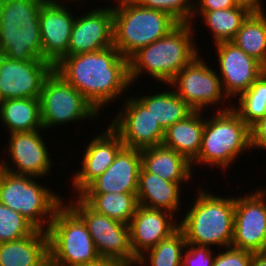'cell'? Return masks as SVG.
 I'll return each mask as SVG.
<instances>
[{"instance_id":"obj_1","label":"cell","mask_w":266,"mask_h":266,"mask_svg":"<svg viewBox=\"0 0 266 266\" xmlns=\"http://www.w3.org/2000/svg\"><path fill=\"white\" fill-rule=\"evenodd\" d=\"M53 70L100 112L131 86L129 59L115 46L62 57Z\"/></svg>"},{"instance_id":"obj_2","label":"cell","mask_w":266,"mask_h":266,"mask_svg":"<svg viewBox=\"0 0 266 266\" xmlns=\"http://www.w3.org/2000/svg\"><path fill=\"white\" fill-rule=\"evenodd\" d=\"M193 26L191 23H179L168 34L134 53L129 58L131 83L146 71L156 81L169 84L199 55L193 39Z\"/></svg>"},{"instance_id":"obj_3","label":"cell","mask_w":266,"mask_h":266,"mask_svg":"<svg viewBox=\"0 0 266 266\" xmlns=\"http://www.w3.org/2000/svg\"><path fill=\"white\" fill-rule=\"evenodd\" d=\"M179 228L186 242L198 246L230 247L234 234L235 197L212 195L202 188Z\"/></svg>"},{"instance_id":"obj_4","label":"cell","mask_w":266,"mask_h":266,"mask_svg":"<svg viewBox=\"0 0 266 266\" xmlns=\"http://www.w3.org/2000/svg\"><path fill=\"white\" fill-rule=\"evenodd\" d=\"M117 2V6L112 7L113 46L128 59L140 48L159 40L179 24L170 14L145 8L134 0Z\"/></svg>"},{"instance_id":"obj_5","label":"cell","mask_w":266,"mask_h":266,"mask_svg":"<svg viewBox=\"0 0 266 266\" xmlns=\"http://www.w3.org/2000/svg\"><path fill=\"white\" fill-rule=\"evenodd\" d=\"M46 0H0V54L11 60L43 59L39 14Z\"/></svg>"},{"instance_id":"obj_6","label":"cell","mask_w":266,"mask_h":266,"mask_svg":"<svg viewBox=\"0 0 266 266\" xmlns=\"http://www.w3.org/2000/svg\"><path fill=\"white\" fill-rule=\"evenodd\" d=\"M251 149L250 127L230 105L218 109L213 117L205 119L202 144L193 165H216L228 169L237 156Z\"/></svg>"},{"instance_id":"obj_7","label":"cell","mask_w":266,"mask_h":266,"mask_svg":"<svg viewBox=\"0 0 266 266\" xmlns=\"http://www.w3.org/2000/svg\"><path fill=\"white\" fill-rule=\"evenodd\" d=\"M47 234L49 266H84L100 259L86 223L66 202L57 209Z\"/></svg>"},{"instance_id":"obj_8","label":"cell","mask_w":266,"mask_h":266,"mask_svg":"<svg viewBox=\"0 0 266 266\" xmlns=\"http://www.w3.org/2000/svg\"><path fill=\"white\" fill-rule=\"evenodd\" d=\"M34 179L0 168V203L20 213L37 230L47 232L57 209L65 201Z\"/></svg>"},{"instance_id":"obj_9","label":"cell","mask_w":266,"mask_h":266,"mask_svg":"<svg viewBox=\"0 0 266 266\" xmlns=\"http://www.w3.org/2000/svg\"><path fill=\"white\" fill-rule=\"evenodd\" d=\"M39 100L43 130L70 121L94 120L95 115H99L95 107L54 70L44 80Z\"/></svg>"},{"instance_id":"obj_10","label":"cell","mask_w":266,"mask_h":266,"mask_svg":"<svg viewBox=\"0 0 266 266\" xmlns=\"http://www.w3.org/2000/svg\"><path fill=\"white\" fill-rule=\"evenodd\" d=\"M67 203L86 223L100 258L118 259L137 264L129 235L128 224L95 212L79 196ZM75 202V203H74ZM73 203V204H72Z\"/></svg>"},{"instance_id":"obj_11","label":"cell","mask_w":266,"mask_h":266,"mask_svg":"<svg viewBox=\"0 0 266 266\" xmlns=\"http://www.w3.org/2000/svg\"><path fill=\"white\" fill-rule=\"evenodd\" d=\"M180 98L193 111L205 110L228 97L224 94L220 76L207 65L202 57L196 56L169 83ZM172 85V86H171Z\"/></svg>"},{"instance_id":"obj_12","label":"cell","mask_w":266,"mask_h":266,"mask_svg":"<svg viewBox=\"0 0 266 266\" xmlns=\"http://www.w3.org/2000/svg\"><path fill=\"white\" fill-rule=\"evenodd\" d=\"M266 189L235 198L231 247L253 253L266 252Z\"/></svg>"},{"instance_id":"obj_13","label":"cell","mask_w":266,"mask_h":266,"mask_svg":"<svg viewBox=\"0 0 266 266\" xmlns=\"http://www.w3.org/2000/svg\"><path fill=\"white\" fill-rule=\"evenodd\" d=\"M52 71L47 60H11L0 54V101L40 98L44 80Z\"/></svg>"},{"instance_id":"obj_14","label":"cell","mask_w":266,"mask_h":266,"mask_svg":"<svg viewBox=\"0 0 266 266\" xmlns=\"http://www.w3.org/2000/svg\"><path fill=\"white\" fill-rule=\"evenodd\" d=\"M122 108L109 125L125 147L142 150L162 145L165 130L137 98L130 96Z\"/></svg>"},{"instance_id":"obj_15","label":"cell","mask_w":266,"mask_h":266,"mask_svg":"<svg viewBox=\"0 0 266 266\" xmlns=\"http://www.w3.org/2000/svg\"><path fill=\"white\" fill-rule=\"evenodd\" d=\"M221 85L228 101L245 92L266 68L232 41L216 43Z\"/></svg>"},{"instance_id":"obj_16","label":"cell","mask_w":266,"mask_h":266,"mask_svg":"<svg viewBox=\"0 0 266 266\" xmlns=\"http://www.w3.org/2000/svg\"><path fill=\"white\" fill-rule=\"evenodd\" d=\"M40 131L11 133L7 151L11 156L12 167L3 159L0 160V168L13 174L32 176L37 179L50 175L48 173L53 161Z\"/></svg>"},{"instance_id":"obj_17","label":"cell","mask_w":266,"mask_h":266,"mask_svg":"<svg viewBox=\"0 0 266 266\" xmlns=\"http://www.w3.org/2000/svg\"><path fill=\"white\" fill-rule=\"evenodd\" d=\"M59 0H46L40 9L39 23L43 60L53 66L68 53L75 17Z\"/></svg>"},{"instance_id":"obj_18","label":"cell","mask_w":266,"mask_h":266,"mask_svg":"<svg viewBox=\"0 0 266 266\" xmlns=\"http://www.w3.org/2000/svg\"><path fill=\"white\" fill-rule=\"evenodd\" d=\"M68 53L65 56L84 54L113 46V10L98 7L81 17L75 16Z\"/></svg>"},{"instance_id":"obj_19","label":"cell","mask_w":266,"mask_h":266,"mask_svg":"<svg viewBox=\"0 0 266 266\" xmlns=\"http://www.w3.org/2000/svg\"><path fill=\"white\" fill-rule=\"evenodd\" d=\"M174 215L165 210L137 207L128 224L131 249L137 259L179 228Z\"/></svg>"},{"instance_id":"obj_20","label":"cell","mask_w":266,"mask_h":266,"mask_svg":"<svg viewBox=\"0 0 266 266\" xmlns=\"http://www.w3.org/2000/svg\"><path fill=\"white\" fill-rule=\"evenodd\" d=\"M103 133V134H102ZM86 146L82 168L74 174L72 186L78 195L113 163L117 153L124 147L121 136L109 125Z\"/></svg>"},{"instance_id":"obj_21","label":"cell","mask_w":266,"mask_h":266,"mask_svg":"<svg viewBox=\"0 0 266 266\" xmlns=\"http://www.w3.org/2000/svg\"><path fill=\"white\" fill-rule=\"evenodd\" d=\"M140 168V150L124 146L105 172L81 193H137Z\"/></svg>"},{"instance_id":"obj_22","label":"cell","mask_w":266,"mask_h":266,"mask_svg":"<svg viewBox=\"0 0 266 266\" xmlns=\"http://www.w3.org/2000/svg\"><path fill=\"white\" fill-rule=\"evenodd\" d=\"M0 266H49L47 232L36 230L22 239L0 244Z\"/></svg>"},{"instance_id":"obj_23","label":"cell","mask_w":266,"mask_h":266,"mask_svg":"<svg viewBox=\"0 0 266 266\" xmlns=\"http://www.w3.org/2000/svg\"><path fill=\"white\" fill-rule=\"evenodd\" d=\"M140 154L141 166L151 174L179 185L192 178V163L173 149L158 145L142 149Z\"/></svg>"},{"instance_id":"obj_24","label":"cell","mask_w":266,"mask_h":266,"mask_svg":"<svg viewBox=\"0 0 266 266\" xmlns=\"http://www.w3.org/2000/svg\"><path fill=\"white\" fill-rule=\"evenodd\" d=\"M181 186L182 184L179 185L151 174L141 166L137 191L138 203L146 208L177 213L181 205Z\"/></svg>"},{"instance_id":"obj_25","label":"cell","mask_w":266,"mask_h":266,"mask_svg":"<svg viewBox=\"0 0 266 266\" xmlns=\"http://www.w3.org/2000/svg\"><path fill=\"white\" fill-rule=\"evenodd\" d=\"M202 111H192L183 120L169 126L164 132L162 145L173 149L192 162L199 154L205 127Z\"/></svg>"},{"instance_id":"obj_26","label":"cell","mask_w":266,"mask_h":266,"mask_svg":"<svg viewBox=\"0 0 266 266\" xmlns=\"http://www.w3.org/2000/svg\"><path fill=\"white\" fill-rule=\"evenodd\" d=\"M0 120L10 134L43 130L39 98L0 101Z\"/></svg>"},{"instance_id":"obj_27","label":"cell","mask_w":266,"mask_h":266,"mask_svg":"<svg viewBox=\"0 0 266 266\" xmlns=\"http://www.w3.org/2000/svg\"><path fill=\"white\" fill-rule=\"evenodd\" d=\"M95 212L129 224L139 206L137 193H80L78 195Z\"/></svg>"},{"instance_id":"obj_28","label":"cell","mask_w":266,"mask_h":266,"mask_svg":"<svg viewBox=\"0 0 266 266\" xmlns=\"http://www.w3.org/2000/svg\"><path fill=\"white\" fill-rule=\"evenodd\" d=\"M152 114L155 121L166 130L174 123L183 120L193 110L171 89L152 95L136 97Z\"/></svg>"},{"instance_id":"obj_29","label":"cell","mask_w":266,"mask_h":266,"mask_svg":"<svg viewBox=\"0 0 266 266\" xmlns=\"http://www.w3.org/2000/svg\"><path fill=\"white\" fill-rule=\"evenodd\" d=\"M200 13L205 22L206 27L210 29V33L213 34L214 44L225 41H232L243 22L251 14V12L241 6L228 8V9H218L214 11H193L192 19H196L194 15Z\"/></svg>"},{"instance_id":"obj_30","label":"cell","mask_w":266,"mask_h":266,"mask_svg":"<svg viewBox=\"0 0 266 266\" xmlns=\"http://www.w3.org/2000/svg\"><path fill=\"white\" fill-rule=\"evenodd\" d=\"M232 42L266 68V13H251Z\"/></svg>"},{"instance_id":"obj_31","label":"cell","mask_w":266,"mask_h":266,"mask_svg":"<svg viewBox=\"0 0 266 266\" xmlns=\"http://www.w3.org/2000/svg\"><path fill=\"white\" fill-rule=\"evenodd\" d=\"M186 244L185 235L178 228L169 237L160 241L155 247L139 257L137 265L144 266L149 262L150 266H182V255Z\"/></svg>"},{"instance_id":"obj_32","label":"cell","mask_w":266,"mask_h":266,"mask_svg":"<svg viewBox=\"0 0 266 266\" xmlns=\"http://www.w3.org/2000/svg\"><path fill=\"white\" fill-rule=\"evenodd\" d=\"M237 107L233 109L249 127L266 115V70L239 96Z\"/></svg>"},{"instance_id":"obj_33","label":"cell","mask_w":266,"mask_h":266,"mask_svg":"<svg viewBox=\"0 0 266 266\" xmlns=\"http://www.w3.org/2000/svg\"><path fill=\"white\" fill-rule=\"evenodd\" d=\"M36 230L20 213L0 203V244L22 239Z\"/></svg>"},{"instance_id":"obj_34","label":"cell","mask_w":266,"mask_h":266,"mask_svg":"<svg viewBox=\"0 0 266 266\" xmlns=\"http://www.w3.org/2000/svg\"><path fill=\"white\" fill-rule=\"evenodd\" d=\"M139 5L170 14L179 23H191L195 0H134ZM193 2V3H192Z\"/></svg>"},{"instance_id":"obj_35","label":"cell","mask_w":266,"mask_h":266,"mask_svg":"<svg viewBox=\"0 0 266 266\" xmlns=\"http://www.w3.org/2000/svg\"><path fill=\"white\" fill-rule=\"evenodd\" d=\"M186 249V250H185ZM182 255V266H212L215 255L210 247L186 244Z\"/></svg>"},{"instance_id":"obj_36","label":"cell","mask_w":266,"mask_h":266,"mask_svg":"<svg viewBox=\"0 0 266 266\" xmlns=\"http://www.w3.org/2000/svg\"><path fill=\"white\" fill-rule=\"evenodd\" d=\"M217 256H215L212 266H249L252 253L247 250H241L234 247H226Z\"/></svg>"},{"instance_id":"obj_37","label":"cell","mask_w":266,"mask_h":266,"mask_svg":"<svg viewBox=\"0 0 266 266\" xmlns=\"http://www.w3.org/2000/svg\"><path fill=\"white\" fill-rule=\"evenodd\" d=\"M251 148L266 149V115L250 127Z\"/></svg>"},{"instance_id":"obj_38","label":"cell","mask_w":266,"mask_h":266,"mask_svg":"<svg viewBox=\"0 0 266 266\" xmlns=\"http://www.w3.org/2000/svg\"><path fill=\"white\" fill-rule=\"evenodd\" d=\"M235 0H197L194 2L193 11H214L237 7Z\"/></svg>"},{"instance_id":"obj_39","label":"cell","mask_w":266,"mask_h":266,"mask_svg":"<svg viewBox=\"0 0 266 266\" xmlns=\"http://www.w3.org/2000/svg\"><path fill=\"white\" fill-rule=\"evenodd\" d=\"M238 6L248 9L251 13H261L265 10L262 8L261 0H235Z\"/></svg>"},{"instance_id":"obj_40","label":"cell","mask_w":266,"mask_h":266,"mask_svg":"<svg viewBox=\"0 0 266 266\" xmlns=\"http://www.w3.org/2000/svg\"><path fill=\"white\" fill-rule=\"evenodd\" d=\"M132 263L118 259L100 258L98 261L84 266H132Z\"/></svg>"},{"instance_id":"obj_41","label":"cell","mask_w":266,"mask_h":266,"mask_svg":"<svg viewBox=\"0 0 266 266\" xmlns=\"http://www.w3.org/2000/svg\"><path fill=\"white\" fill-rule=\"evenodd\" d=\"M249 266H266V252L252 253Z\"/></svg>"}]
</instances>
